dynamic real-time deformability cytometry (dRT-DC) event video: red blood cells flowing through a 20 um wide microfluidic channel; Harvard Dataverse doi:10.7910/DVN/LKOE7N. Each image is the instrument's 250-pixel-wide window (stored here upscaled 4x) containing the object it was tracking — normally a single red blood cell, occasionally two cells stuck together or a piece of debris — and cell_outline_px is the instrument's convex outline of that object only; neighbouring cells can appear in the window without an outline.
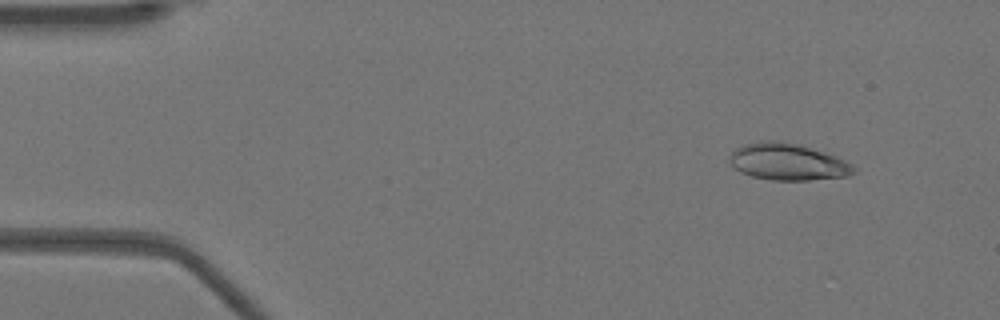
{"species": "Egyptian fruit bat (a non-hibernating species)", "species_latin": "Rousettus aegyptiacus", "temperature_condition": "warm", "stored_images_in_passage": 24, "camera_frame_rate_fps": 3000, "um_per_image_px": 0.085, "animal": {"sex": "female"}, "frame": {"image": 1, "passage_image": 4, "time_ms": 1.0, "image_size_px": [1000, 320], "cell_outline_px": [[856, 172], [848, 176], [808, 180], [772, 180], [752, 176], [740, 172], [728, 164], [728, 160], [732, 152], [736, 148], [744, 144], [768, 140], [780, 140], [800, 144], [836, 156], [852, 164], [856, 168]], "centroid_in_image_um": [66.94, 13.75], "position_along_channel_um": 18.1, "area_um2": 26.82}}
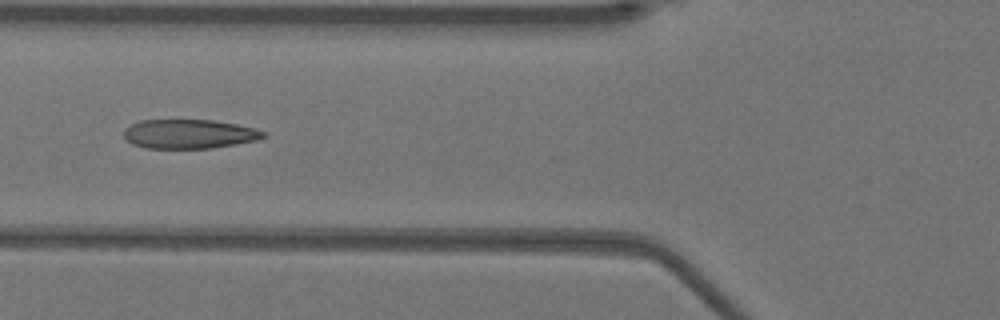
{"frame": {"image": 2, "passage_image": 18, "time_ms": 5.667, "image_size_px": [1000, 320], "cell_outline_px": [[268, 136], [260, 140], [212, 148], [144, 148], [132, 144], [124, 140], [124, 128], [140, 120], [212, 120], [236, 124], [256, 128], [264, 132]], "centroid_in_image_um": [16.09, 11.39], "position_along_channel_um": 109.7, "area_um2": 23.99}}
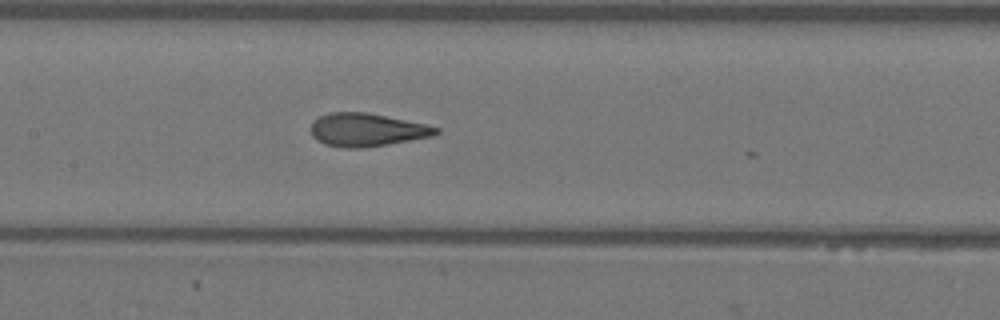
{"frame": {"image": 3, "passage_image": 23, "time_ms": 7.333, "image_size_px": [1000, 320], "cell_outline_px": [[440, 132], [432, 136], [388, 144], [360, 148], [344, 148], [324, 144], [316, 140], [312, 136], [312, 124], [320, 116], [328, 112], [364, 112], [428, 124], [440, 128]], "centroid_in_image_um": [31.19, 11.04], "position_along_channel_um": 176.2, "area_um2": 24.04}}